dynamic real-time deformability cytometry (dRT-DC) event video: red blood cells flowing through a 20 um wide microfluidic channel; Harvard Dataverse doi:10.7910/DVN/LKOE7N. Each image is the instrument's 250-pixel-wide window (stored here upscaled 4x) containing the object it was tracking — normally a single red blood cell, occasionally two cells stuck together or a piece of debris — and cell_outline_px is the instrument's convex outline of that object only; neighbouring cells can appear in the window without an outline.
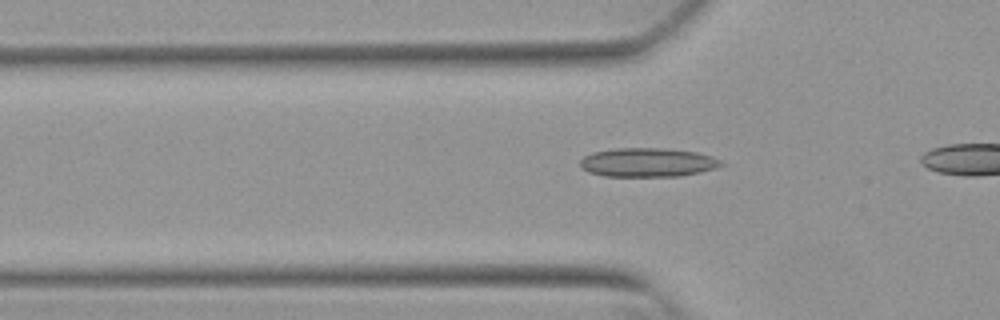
{"species": "Egyptian fruit bat (a non-hibernating species)", "species_latin": "Rousettus aegyptiacus", "temperature_condition": "warm", "stored_images_in_passage": 33, "camera_frame_rate_fps": 3000, "um_per_image_px": 0.085, "animal": {"sex": "female"}, "frame": {"image": 1, "passage_image": 3, "time_ms": 0.667, "image_size_px": [1000, 320], "cell_outline_px": [[724, 164], [716, 168], [700, 172], [680, 176], [604, 176], [588, 172], [580, 168], [580, 160], [584, 156], [592, 152], [616, 148], [668, 148], [696, 152], [712, 156], [720, 160]], "centroid_in_image_um": [55.03, 13.8], "position_along_channel_um": 70.8, "area_um2": 23.93}}
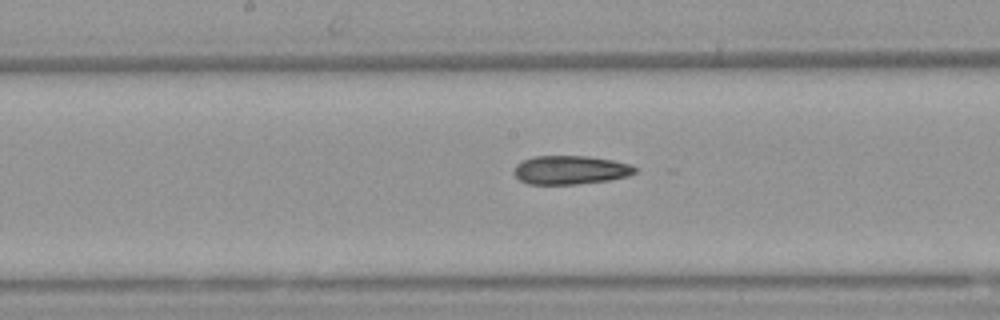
{"frame": {"image": 2, "passage_image": 13, "time_ms": 4.0, "image_size_px": [1000, 320], "cell_outline_px": [[636, 172], [628, 176], [608, 180], [576, 184], [528, 184], [520, 180], [512, 172], [516, 164], [532, 156], [588, 156], [612, 160], [632, 164], [636, 168]], "centroid_in_image_um": [48.47, 14.44], "position_along_channel_um": 199.7, "area_um2": 20.29}}
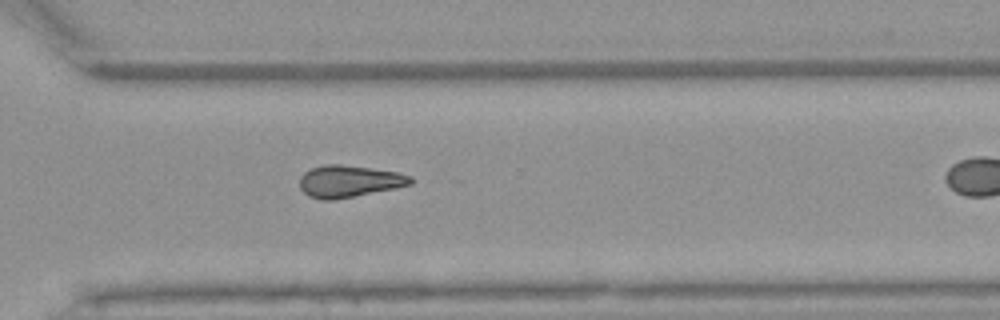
{"frame": {"image": 3, "passage_image": 24, "time_ms": 7.667, "image_size_px": [1000, 320], "cell_outline_px": [[412, 184], [396, 188], [332, 200], [320, 200], [308, 196], [300, 188], [300, 176], [304, 172], [312, 168], [324, 164], [340, 164], [396, 172], [412, 176]], "centroid_in_image_um": [29.64, 15.41], "position_along_channel_um": 341.0, "area_um2": 20.52}, "authors_computed_cell_mechanics": {"area_um2": 20.2878, "velocity_mm_per_s": 3.8538, "shape_relaxation_time_tau1_ms": 10.7124, "shape_relaxation_time_tau2_ms": 9.7161, "deformation_change_tau1": 0.2134, "deformation_change_tau2": 0.1941}}